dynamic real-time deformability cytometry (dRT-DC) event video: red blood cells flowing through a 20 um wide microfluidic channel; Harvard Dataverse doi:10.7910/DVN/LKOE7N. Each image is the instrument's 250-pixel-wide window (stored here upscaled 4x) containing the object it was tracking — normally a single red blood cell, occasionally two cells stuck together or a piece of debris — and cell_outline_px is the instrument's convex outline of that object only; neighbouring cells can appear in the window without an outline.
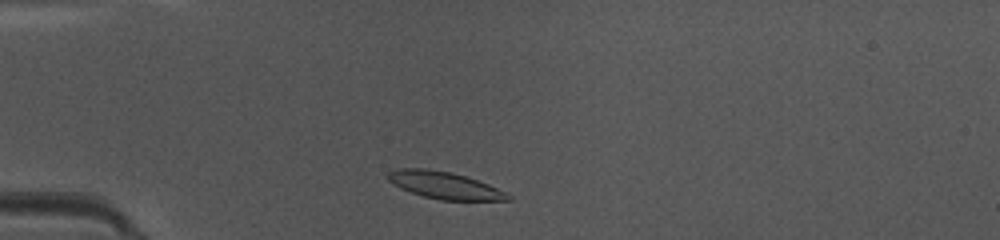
{"species": "common noctule bat (a hibernating species)", "species_latin": "Nyctalus noctula", "temperature_condition": "warm", "stored_images_in_passage": 38, "camera_frame_rate_fps": 3000, "um_per_image_px": 0.085, "animal": {"sex": "female", "body_mass_g": 10.0, "forearm_length_mm": 53.1}, "frame": {"image": 1, "passage_image": 3, "time_ms": 0.667, "image_size_px": [1000, 240], "cell_outline_px": [[512, 200], [440, 200], [424, 196], [400, 188], [388, 180], [384, 176], [388, 172], [396, 168], [424, 168], [452, 172], [488, 184], [508, 192], [512, 196]], "centroid_in_image_um": [37.78, 15.74], "position_along_channel_um": 47.2, "area_um2": 19.02}}
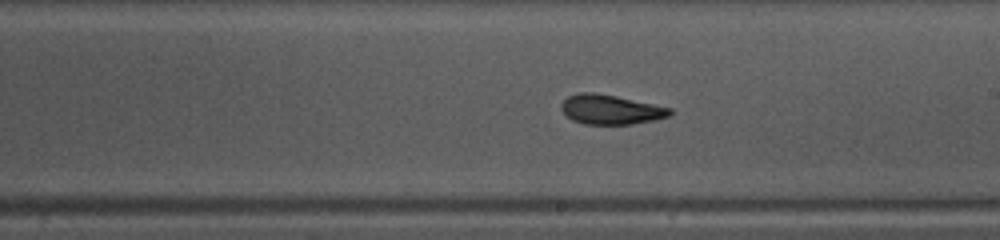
{"frame": {"image": 2, "passage_image": 18, "time_ms": 5.667, "image_size_px": [1000, 240], "cell_outline_px": [[672, 112], [668, 116], [652, 120], [632, 124], [584, 124], [572, 120], [560, 108], [560, 104], [568, 96], [580, 92], [592, 92], [616, 96], [672, 108]], "centroid_in_image_um": [51.88, 9.3], "position_along_channel_um": 237.1, "area_um2": 18.55}}
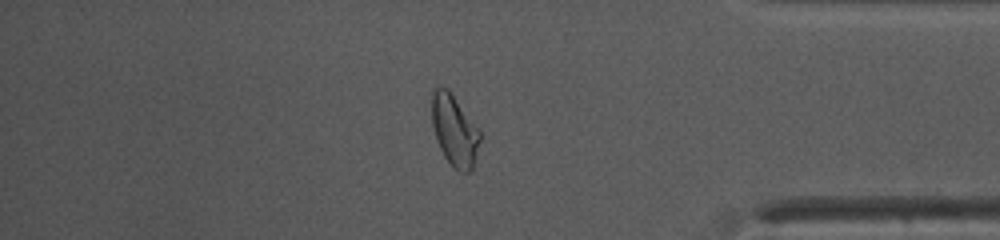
{"frame": {"image": 3, "passage_image": 31, "time_ms": 10.0, "image_size_px": [1000, 240], "cell_outline_px": [[480, 140], [472, 172], [456, 172], [444, 156], [436, 140], [432, 124], [432, 88], [436, 84], [440, 84], [448, 88], [480, 128]], "centroid_in_image_um": [38.63, 11.05], "position_along_channel_um": 396.6, "area_um2": 20.63}, "authors_computed_cell_mechanics": {"area_um2": 18.9295, "velocity_mm_per_s": 4.1693, "shape_relaxation_time_tau1_ms": 4.4461, "shape_relaxation_time_tau2_ms": 2.3478, "deformation_change_tau1": 0.1771, "deformation_change_tau2": 0.067}}